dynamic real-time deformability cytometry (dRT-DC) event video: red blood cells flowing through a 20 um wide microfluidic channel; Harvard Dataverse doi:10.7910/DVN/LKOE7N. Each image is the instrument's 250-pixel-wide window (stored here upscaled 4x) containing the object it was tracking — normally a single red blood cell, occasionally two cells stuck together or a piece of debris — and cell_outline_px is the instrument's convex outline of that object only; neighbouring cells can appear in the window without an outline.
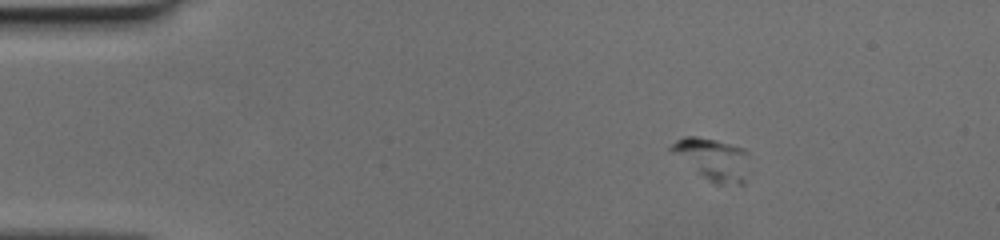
{"species": "human", "species_latin": "Homo sapiens", "temperature_condition": "cold", "stored_images_in_passage": 36, "camera_frame_rate_fps": 3000, "um_per_image_px": 0.085, "donor": {"sex": "female"}, "frame": {"image": 1, "passage_image": 1, "time_ms": 0.0, "image_size_px": [1000, 240], "cell_outline_px": [[748, 152], [744, 184], [712, 184], [672, 152], [668, 148], [676, 140], [684, 136], [696, 136], [716, 140], [744, 148]], "centroid_in_image_um": [60.58, 13.52], "position_along_channel_um": 24.4, "area_um2": 18.79}}
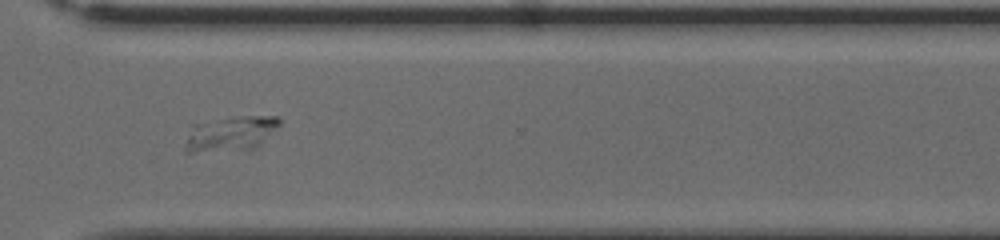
{"frame": {"image": 2, "passage_image": 31, "time_ms": 10.0, "image_size_px": [1000, 240], "cell_outline_px": [[280, 124], [256, 148], [192, 152], [184, 152], [184, 148], [192, 124], [232, 116], [280, 116]], "centroid_in_image_um": [19.59, 11.33], "position_along_channel_um": 351.0, "area_um2": 18.96}}